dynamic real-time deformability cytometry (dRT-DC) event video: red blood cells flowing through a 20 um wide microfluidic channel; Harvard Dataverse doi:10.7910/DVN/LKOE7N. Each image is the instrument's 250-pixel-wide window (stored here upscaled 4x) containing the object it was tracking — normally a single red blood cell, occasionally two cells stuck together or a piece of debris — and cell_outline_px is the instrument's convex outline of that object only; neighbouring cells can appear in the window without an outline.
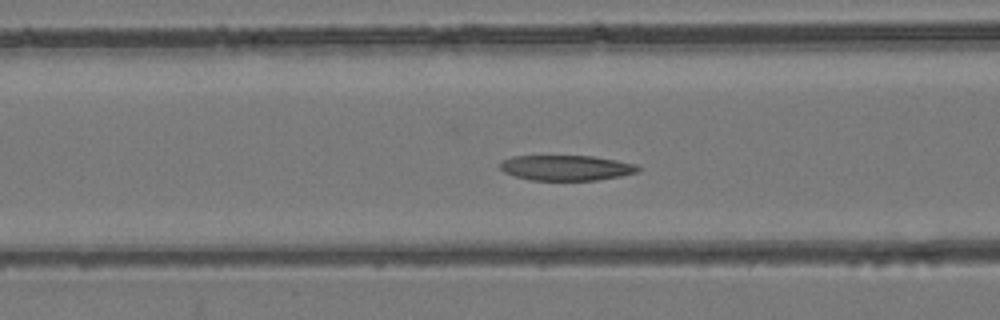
{"species": "common noctule bat (a hibernating species)", "species_latin": "Nyctalus noctula", "temperature_condition": "room temperature", "stored_images_in_passage": 49, "camera_frame_rate_fps": 3000, "um_per_image_px": 0.085, "animal": {"sex": "female", "body_mass_g": 24.6, "forearm_length_mm": 56.2}, "frame": {"image": 1, "passage_image": 19, "time_ms": 6.0, "image_size_px": [1000, 320], "cell_outline_px": [[640, 172], [620, 176], [596, 180], [532, 180], [516, 176], [504, 172], [496, 164], [512, 156], [592, 156], [616, 160], [636, 164], [640, 168]], "centroid_in_image_um": [48.13, 14.26], "position_along_channel_um": 118.5, "area_um2": 20.35}}
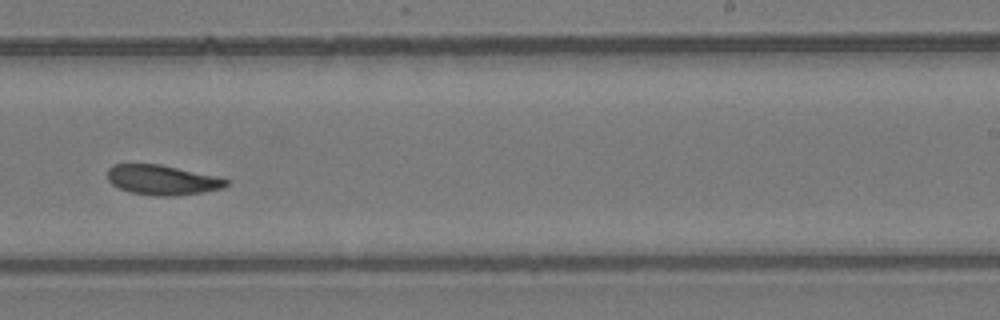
{"frame": {"image": 2, "passage_image": 30, "time_ms": 9.667, "image_size_px": [1000, 320], "cell_outline_px": [[228, 184], [224, 188], [200, 192], [172, 196], [156, 196], [128, 192], [112, 184], [108, 180], [108, 168], [112, 164], [160, 164], [216, 176], [228, 180]], "centroid_in_image_um": [13.76, 15.29], "position_along_channel_um": 275.2, "area_um2": 20.58}}
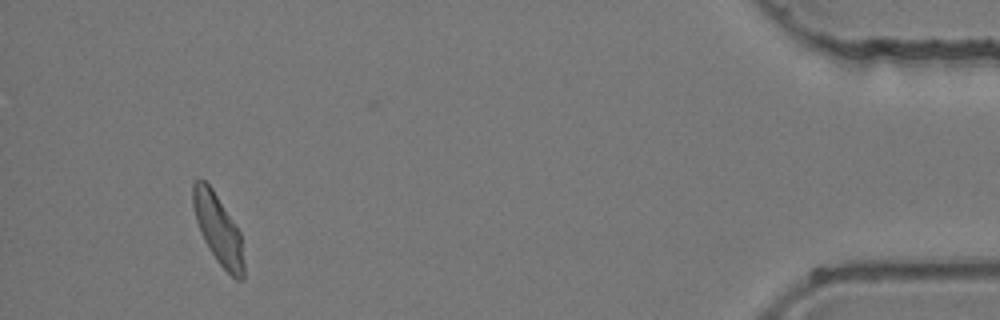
{"frame": {"image": 3, "passage_image": 45, "time_ms": 14.667, "image_size_px": [1000, 320], "cell_outline_px": [[244, 280], [236, 280], [216, 260], [204, 240], [200, 232], [196, 220], [192, 204], [192, 184], [200, 176], [212, 188], [240, 232], [244, 260]], "centroid_in_image_um": [18.53, 19.47], "position_along_channel_um": 416.7, "area_um2": 20.58}}